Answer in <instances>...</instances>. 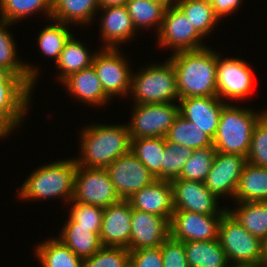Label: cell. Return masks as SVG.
I'll use <instances>...</instances> for the list:
<instances>
[{
    "label": "cell",
    "mask_w": 267,
    "mask_h": 267,
    "mask_svg": "<svg viewBox=\"0 0 267 267\" xmlns=\"http://www.w3.org/2000/svg\"><path fill=\"white\" fill-rule=\"evenodd\" d=\"M104 11L101 16V35L106 44L104 48H117L133 35L136 28L128 14L126 5L99 8ZM106 45V46H105Z\"/></svg>",
    "instance_id": "cell-21"
},
{
    "label": "cell",
    "mask_w": 267,
    "mask_h": 267,
    "mask_svg": "<svg viewBox=\"0 0 267 267\" xmlns=\"http://www.w3.org/2000/svg\"><path fill=\"white\" fill-rule=\"evenodd\" d=\"M131 123L127 124L130 138L165 137L179 115L175 103L135 104Z\"/></svg>",
    "instance_id": "cell-8"
},
{
    "label": "cell",
    "mask_w": 267,
    "mask_h": 267,
    "mask_svg": "<svg viewBox=\"0 0 267 267\" xmlns=\"http://www.w3.org/2000/svg\"><path fill=\"white\" fill-rule=\"evenodd\" d=\"M36 253L43 267H83V259L74 254L59 238L41 242Z\"/></svg>",
    "instance_id": "cell-32"
},
{
    "label": "cell",
    "mask_w": 267,
    "mask_h": 267,
    "mask_svg": "<svg viewBox=\"0 0 267 267\" xmlns=\"http://www.w3.org/2000/svg\"><path fill=\"white\" fill-rule=\"evenodd\" d=\"M160 247L163 267H189L183 241L169 236Z\"/></svg>",
    "instance_id": "cell-42"
},
{
    "label": "cell",
    "mask_w": 267,
    "mask_h": 267,
    "mask_svg": "<svg viewBox=\"0 0 267 267\" xmlns=\"http://www.w3.org/2000/svg\"><path fill=\"white\" fill-rule=\"evenodd\" d=\"M130 152L159 180H162V159L165 137L131 139Z\"/></svg>",
    "instance_id": "cell-29"
},
{
    "label": "cell",
    "mask_w": 267,
    "mask_h": 267,
    "mask_svg": "<svg viewBox=\"0 0 267 267\" xmlns=\"http://www.w3.org/2000/svg\"><path fill=\"white\" fill-rule=\"evenodd\" d=\"M179 114L190 122H193L203 132L214 138L222 108L227 104L218 96L187 97L181 98Z\"/></svg>",
    "instance_id": "cell-18"
},
{
    "label": "cell",
    "mask_w": 267,
    "mask_h": 267,
    "mask_svg": "<svg viewBox=\"0 0 267 267\" xmlns=\"http://www.w3.org/2000/svg\"><path fill=\"white\" fill-rule=\"evenodd\" d=\"M120 53L118 48H103L94 53L92 65L109 98L118 95L126 97L131 89L132 71Z\"/></svg>",
    "instance_id": "cell-9"
},
{
    "label": "cell",
    "mask_w": 267,
    "mask_h": 267,
    "mask_svg": "<svg viewBox=\"0 0 267 267\" xmlns=\"http://www.w3.org/2000/svg\"><path fill=\"white\" fill-rule=\"evenodd\" d=\"M247 162L267 168V111L253 128Z\"/></svg>",
    "instance_id": "cell-39"
},
{
    "label": "cell",
    "mask_w": 267,
    "mask_h": 267,
    "mask_svg": "<svg viewBox=\"0 0 267 267\" xmlns=\"http://www.w3.org/2000/svg\"><path fill=\"white\" fill-rule=\"evenodd\" d=\"M217 53V96L225 99H244L253 87V72L242 59L224 58Z\"/></svg>",
    "instance_id": "cell-12"
},
{
    "label": "cell",
    "mask_w": 267,
    "mask_h": 267,
    "mask_svg": "<svg viewBox=\"0 0 267 267\" xmlns=\"http://www.w3.org/2000/svg\"><path fill=\"white\" fill-rule=\"evenodd\" d=\"M149 66L144 70L142 68L136 74L132 73L130 94H133L134 103L152 104L179 101L177 76L172 62L167 60L162 65Z\"/></svg>",
    "instance_id": "cell-6"
},
{
    "label": "cell",
    "mask_w": 267,
    "mask_h": 267,
    "mask_svg": "<svg viewBox=\"0 0 267 267\" xmlns=\"http://www.w3.org/2000/svg\"><path fill=\"white\" fill-rule=\"evenodd\" d=\"M132 208L128 200L104 208L99 238L104 247H123L129 250Z\"/></svg>",
    "instance_id": "cell-16"
},
{
    "label": "cell",
    "mask_w": 267,
    "mask_h": 267,
    "mask_svg": "<svg viewBox=\"0 0 267 267\" xmlns=\"http://www.w3.org/2000/svg\"><path fill=\"white\" fill-rule=\"evenodd\" d=\"M131 208L155 214L169 221L173 208L172 185L170 181L156 179L128 199Z\"/></svg>",
    "instance_id": "cell-20"
},
{
    "label": "cell",
    "mask_w": 267,
    "mask_h": 267,
    "mask_svg": "<svg viewBox=\"0 0 267 267\" xmlns=\"http://www.w3.org/2000/svg\"><path fill=\"white\" fill-rule=\"evenodd\" d=\"M176 71L179 98L217 96V53L207 47L168 58Z\"/></svg>",
    "instance_id": "cell-1"
},
{
    "label": "cell",
    "mask_w": 267,
    "mask_h": 267,
    "mask_svg": "<svg viewBox=\"0 0 267 267\" xmlns=\"http://www.w3.org/2000/svg\"><path fill=\"white\" fill-rule=\"evenodd\" d=\"M94 54H90L88 49L79 40H75L73 35L66 42L56 62L60 70L59 80L63 82L71 74L83 70L92 65Z\"/></svg>",
    "instance_id": "cell-30"
},
{
    "label": "cell",
    "mask_w": 267,
    "mask_h": 267,
    "mask_svg": "<svg viewBox=\"0 0 267 267\" xmlns=\"http://www.w3.org/2000/svg\"><path fill=\"white\" fill-rule=\"evenodd\" d=\"M70 212L69 220L76 227L90 228L91 231L100 234L104 208L75 202Z\"/></svg>",
    "instance_id": "cell-41"
},
{
    "label": "cell",
    "mask_w": 267,
    "mask_h": 267,
    "mask_svg": "<svg viewBox=\"0 0 267 267\" xmlns=\"http://www.w3.org/2000/svg\"><path fill=\"white\" fill-rule=\"evenodd\" d=\"M98 0H52V21L88 24L99 9Z\"/></svg>",
    "instance_id": "cell-26"
},
{
    "label": "cell",
    "mask_w": 267,
    "mask_h": 267,
    "mask_svg": "<svg viewBox=\"0 0 267 267\" xmlns=\"http://www.w3.org/2000/svg\"><path fill=\"white\" fill-rule=\"evenodd\" d=\"M105 169L117 194L123 200H128L134 193L156 180L130 151L115 159Z\"/></svg>",
    "instance_id": "cell-10"
},
{
    "label": "cell",
    "mask_w": 267,
    "mask_h": 267,
    "mask_svg": "<svg viewBox=\"0 0 267 267\" xmlns=\"http://www.w3.org/2000/svg\"><path fill=\"white\" fill-rule=\"evenodd\" d=\"M0 84H27L20 76L14 75L9 69L0 66Z\"/></svg>",
    "instance_id": "cell-45"
},
{
    "label": "cell",
    "mask_w": 267,
    "mask_h": 267,
    "mask_svg": "<svg viewBox=\"0 0 267 267\" xmlns=\"http://www.w3.org/2000/svg\"><path fill=\"white\" fill-rule=\"evenodd\" d=\"M81 155L75 159L78 166L106 168L115 159L130 151L128 125H91L81 133Z\"/></svg>",
    "instance_id": "cell-2"
},
{
    "label": "cell",
    "mask_w": 267,
    "mask_h": 267,
    "mask_svg": "<svg viewBox=\"0 0 267 267\" xmlns=\"http://www.w3.org/2000/svg\"><path fill=\"white\" fill-rule=\"evenodd\" d=\"M39 10H44L51 18L52 0H0V20L8 23L17 22Z\"/></svg>",
    "instance_id": "cell-34"
},
{
    "label": "cell",
    "mask_w": 267,
    "mask_h": 267,
    "mask_svg": "<svg viewBox=\"0 0 267 267\" xmlns=\"http://www.w3.org/2000/svg\"><path fill=\"white\" fill-rule=\"evenodd\" d=\"M176 6L202 37L208 35L220 21L208 0H177Z\"/></svg>",
    "instance_id": "cell-33"
},
{
    "label": "cell",
    "mask_w": 267,
    "mask_h": 267,
    "mask_svg": "<svg viewBox=\"0 0 267 267\" xmlns=\"http://www.w3.org/2000/svg\"><path fill=\"white\" fill-rule=\"evenodd\" d=\"M246 162L245 156L216 151L210 172L204 182L206 188L217 197L229 195L234 199Z\"/></svg>",
    "instance_id": "cell-15"
},
{
    "label": "cell",
    "mask_w": 267,
    "mask_h": 267,
    "mask_svg": "<svg viewBox=\"0 0 267 267\" xmlns=\"http://www.w3.org/2000/svg\"><path fill=\"white\" fill-rule=\"evenodd\" d=\"M189 267H229L218 239L184 242Z\"/></svg>",
    "instance_id": "cell-25"
},
{
    "label": "cell",
    "mask_w": 267,
    "mask_h": 267,
    "mask_svg": "<svg viewBox=\"0 0 267 267\" xmlns=\"http://www.w3.org/2000/svg\"><path fill=\"white\" fill-rule=\"evenodd\" d=\"M256 114L252 109H244L232 104L222 108L213 146L216 151L238 154L247 158L253 128L265 113Z\"/></svg>",
    "instance_id": "cell-4"
},
{
    "label": "cell",
    "mask_w": 267,
    "mask_h": 267,
    "mask_svg": "<svg viewBox=\"0 0 267 267\" xmlns=\"http://www.w3.org/2000/svg\"><path fill=\"white\" fill-rule=\"evenodd\" d=\"M54 22L55 24L47 25L40 31L37 42L42 53L49 58L55 59L54 61L56 63L66 42L72 36V33L66 28L68 24L58 21Z\"/></svg>",
    "instance_id": "cell-36"
},
{
    "label": "cell",
    "mask_w": 267,
    "mask_h": 267,
    "mask_svg": "<svg viewBox=\"0 0 267 267\" xmlns=\"http://www.w3.org/2000/svg\"><path fill=\"white\" fill-rule=\"evenodd\" d=\"M128 0H98L100 8L126 5Z\"/></svg>",
    "instance_id": "cell-46"
},
{
    "label": "cell",
    "mask_w": 267,
    "mask_h": 267,
    "mask_svg": "<svg viewBox=\"0 0 267 267\" xmlns=\"http://www.w3.org/2000/svg\"><path fill=\"white\" fill-rule=\"evenodd\" d=\"M209 3L212 5L215 14L221 19L226 15H230L240 7V3L242 0H208Z\"/></svg>",
    "instance_id": "cell-44"
},
{
    "label": "cell",
    "mask_w": 267,
    "mask_h": 267,
    "mask_svg": "<svg viewBox=\"0 0 267 267\" xmlns=\"http://www.w3.org/2000/svg\"><path fill=\"white\" fill-rule=\"evenodd\" d=\"M31 91L28 84H0V130L6 136L22 123Z\"/></svg>",
    "instance_id": "cell-19"
},
{
    "label": "cell",
    "mask_w": 267,
    "mask_h": 267,
    "mask_svg": "<svg viewBox=\"0 0 267 267\" xmlns=\"http://www.w3.org/2000/svg\"><path fill=\"white\" fill-rule=\"evenodd\" d=\"M120 200L105 168H87L77 165L73 197L70 202L106 208Z\"/></svg>",
    "instance_id": "cell-7"
},
{
    "label": "cell",
    "mask_w": 267,
    "mask_h": 267,
    "mask_svg": "<svg viewBox=\"0 0 267 267\" xmlns=\"http://www.w3.org/2000/svg\"><path fill=\"white\" fill-rule=\"evenodd\" d=\"M71 96L94 105H105L110 98L104 92L99 77L93 67L84 68L74 74H71L63 82Z\"/></svg>",
    "instance_id": "cell-22"
},
{
    "label": "cell",
    "mask_w": 267,
    "mask_h": 267,
    "mask_svg": "<svg viewBox=\"0 0 267 267\" xmlns=\"http://www.w3.org/2000/svg\"><path fill=\"white\" fill-rule=\"evenodd\" d=\"M59 239L83 260L91 257L102 247L97 233L90 228L76 227L69 219L64 224Z\"/></svg>",
    "instance_id": "cell-28"
},
{
    "label": "cell",
    "mask_w": 267,
    "mask_h": 267,
    "mask_svg": "<svg viewBox=\"0 0 267 267\" xmlns=\"http://www.w3.org/2000/svg\"><path fill=\"white\" fill-rule=\"evenodd\" d=\"M130 252L123 247L102 246L91 257L83 260V267H129Z\"/></svg>",
    "instance_id": "cell-40"
},
{
    "label": "cell",
    "mask_w": 267,
    "mask_h": 267,
    "mask_svg": "<svg viewBox=\"0 0 267 267\" xmlns=\"http://www.w3.org/2000/svg\"><path fill=\"white\" fill-rule=\"evenodd\" d=\"M218 240L229 264L233 262L230 266H262L264 242L243 228L228 211L221 218Z\"/></svg>",
    "instance_id": "cell-5"
},
{
    "label": "cell",
    "mask_w": 267,
    "mask_h": 267,
    "mask_svg": "<svg viewBox=\"0 0 267 267\" xmlns=\"http://www.w3.org/2000/svg\"><path fill=\"white\" fill-rule=\"evenodd\" d=\"M193 151L190 147L165 140V152L162 159V180L171 181L178 178Z\"/></svg>",
    "instance_id": "cell-38"
},
{
    "label": "cell",
    "mask_w": 267,
    "mask_h": 267,
    "mask_svg": "<svg viewBox=\"0 0 267 267\" xmlns=\"http://www.w3.org/2000/svg\"><path fill=\"white\" fill-rule=\"evenodd\" d=\"M129 252V267H163L161 247H148Z\"/></svg>",
    "instance_id": "cell-43"
},
{
    "label": "cell",
    "mask_w": 267,
    "mask_h": 267,
    "mask_svg": "<svg viewBox=\"0 0 267 267\" xmlns=\"http://www.w3.org/2000/svg\"><path fill=\"white\" fill-rule=\"evenodd\" d=\"M165 140L193 150L213 146V139L209 135L180 114L169 128Z\"/></svg>",
    "instance_id": "cell-31"
},
{
    "label": "cell",
    "mask_w": 267,
    "mask_h": 267,
    "mask_svg": "<svg viewBox=\"0 0 267 267\" xmlns=\"http://www.w3.org/2000/svg\"><path fill=\"white\" fill-rule=\"evenodd\" d=\"M132 227L129 251L148 247H160L170 236L167 218L132 209Z\"/></svg>",
    "instance_id": "cell-17"
},
{
    "label": "cell",
    "mask_w": 267,
    "mask_h": 267,
    "mask_svg": "<svg viewBox=\"0 0 267 267\" xmlns=\"http://www.w3.org/2000/svg\"><path fill=\"white\" fill-rule=\"evenodd\" d=\"M222 216L174 211L169 221L170 236L183 242L218 239Z\"/></svg>",
    "instance_id": "cell-14"
},
{
    "label": "cell",
    "mask_w": 267,
    "mask_h": 267,
    "mask_svg": "<svg viewBox=\"0 0 267 267\" xmlns=\"http://www.w3.org/2000/svg\"><path fill=\"white\" fill-rule=\"evenodd\" d=\"M170 182L174 211H191L204 215H223L227 211L226 208H218V197L206 188L204 182L179 178Z\"/></svg>",
    "instance_id": "cell-11"
},
{
    "label": "cell",
    "mask_w": 267,
    "mask_h": 267,
    "mask_svg": "<svg viewBox=\"0 0 267 267\" xmlns=\"http://www.w3.org/2000/svg\"><path fill=\"white\" fill-rule=\"evenodd\" d=\"M214 146L195 149L183 166L179 179L205 182L215 158Z\"/></svg>",
    "instance_id": "cell-37"
},
{
    "label": "cell",
    "mask_w": 267,
    "mask_h": 267,
    "mask_svg": "<svg viewBox=\"0 0 267 267\" xmlns=\"http://www.w3.org/2000/svg\"><path fill=\"white\" fill-rule=\"evenodd\" d=\"M76 160L65 159L39 167L27 178L18 192L20 199H46L63 197L72 200Z\"/></svg>",
    "instance_id": "cell-3"
},
{
    "label": "cell",
    "mask_w": 267,
    "mask_h": 267,
    "mask_svg": "<svg viewBox=\"0 0 267 267\" xmlns=\"http://www.w3.org/2000/svg\"><path fill=\"white\" fill-rule=\"evenodd\" d=\"M261 267H267V241L264 243V260Z\"/></svg>",
    "instance_id": "cell-48"
},
{
    "label": "cell",
    "mask_w": 267,
    "mask_h": 267,
    "mask_svg": "<svg viewBox=\"0 0 267 267\" xmlns=\"http://www.w3.org/2000/svg\"><path fill=\"white\" fill-rule=\"evenodd\" d=\"M234 211L227 208L233 218L250 234L264 243L267 241V202H236Z\"/></svg>",
    "instance_id": "cell-27"
},
{
    "label": "cell",
    "mask_w": 267,
    "mask_h": 267,
    "mask_svg": "<svg viewBox=\"0 0 267 267\" xmlns=\"http://www.w3.org/2000/svg\"><path fill=\"white\" fill-rule=\"evenodd\" d=\"M234 198L237 202H267V168L246 162Z\"/></svg>",
    "instance_id": "cell-23"
},
{
    "label": "cell",
    "mask_w": 267,
    "mask_h": 267,
    "mask_svg": "<svg viewBox=\"0 0 267 267\" xmlns=\"http://www.w3.org/2000/svg\"><path fill=\"white\" fill-rule=\"evenodd\" d=\"M126 7L136 30L140 29L139 27L148 28L158 25L157 31H160L165 12L160 5L149 0H128Z\"/></svg>",
    "instance_id": "cell-35"
},
{
    "label": "cell",
    "mask_w": 267,
    "mask_h": 267,
    "mask_svg": "<svg viewBox=\"0 0 267 267\" xmlns=\"http://www.w3.org/2000/svg\"><path fill=\"white\" fill-rule=\"evenodd\" d=\"M6 135H5V133H3L1 130H0V138H4Z\"/></svg>",
    "instance_id": "cell-49"
},
{
    "label": "cell",
    "mask_w": 267,
    "mask_h": 267,
    "mask_svg": "<svg viewBox=\"0 0 267 267\" xmlns=\"http://www.w3.org/2000/svg\"><path fill=\"white\" fill-rule=\"evenodd\" d=\"M157 35L160 47H171L175 50L174 53L205 47L201 43L203 37L177 6L165 10L162 26Z\"/></svg>",
    "instance_id": "cell-13"
},
{
    "label": "cell",
    "mask_w": 267,
    "mask_h": 267,
    "mask_svg": "<svg viewBox=\"0 0 267 267\" xmlns=\"http://www.w3.org/2000/svg\"><path fill=\"white\" fill-rule=\"evenodd\" d=\"M149 1L154 2L155 4L160 5L165 10H168L170 8H174L177 5V0H149Z\"/></svg>",
    "instance_id": "cell-47"
},
{
    "label": "cell",
    "mask_w": 267,
    "mask_h": 267,
    "mask_svg": "<svg viewBox=\"0 0 267 267\" xmlns=\"http://www.w3.org/2000/svg\"><path fill=\"white\" fill-rule=\"evenodd\" d=\"M13 23L0 20V66L9 69L14 75L20 76L32 89L34 86L37 68L26 65L17 59L16 44L13 36L8 32L7 26Z\"/></svg>",
    "instance_id": "cell-24"
}]
</instances>
